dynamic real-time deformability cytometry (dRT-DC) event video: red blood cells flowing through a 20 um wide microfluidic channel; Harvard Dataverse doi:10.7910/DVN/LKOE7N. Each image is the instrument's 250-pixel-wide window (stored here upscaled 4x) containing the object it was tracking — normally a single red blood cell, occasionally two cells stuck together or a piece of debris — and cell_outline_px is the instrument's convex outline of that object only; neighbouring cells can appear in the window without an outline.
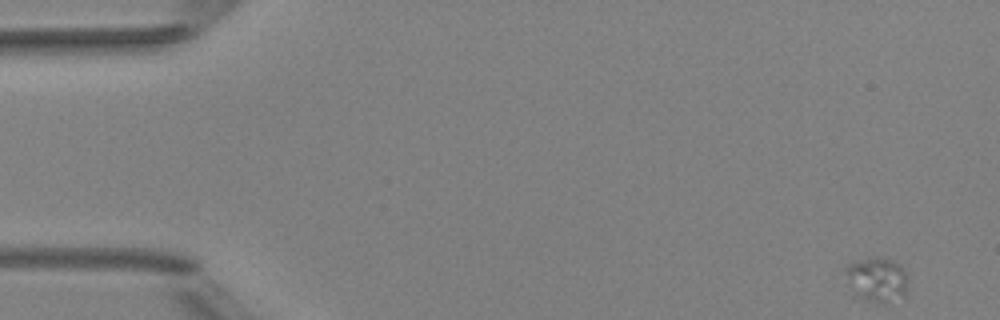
{"species": "Egyptian fruit bat (a non-hibernating species)", "species_latin": "Rousettus aegyptiacus", "temperature_condition": "room temperature", "stored_images_in_passage": 5, "camera_frame_rate_fps": 3000, "um_per_image_px": 0.085, "animal": {"sex": "female"}, "frame": {"image": 1, "passage_image": 1, "time_ms": 0.0, "image_size_px": [1000, 320], "cell_outline_px": [[904, 296], [888, 304], [884, 304], [868, 300], [860, 296], [848, 276], [844, 268], [848, 264], [872, 256], [876, 256], [892, 260], [900, 264], [904, 272]], "centroid_in_image_um": [74.57, 23.73], "position_along_channel_um": 10.4, "area_um2": 15.37}}